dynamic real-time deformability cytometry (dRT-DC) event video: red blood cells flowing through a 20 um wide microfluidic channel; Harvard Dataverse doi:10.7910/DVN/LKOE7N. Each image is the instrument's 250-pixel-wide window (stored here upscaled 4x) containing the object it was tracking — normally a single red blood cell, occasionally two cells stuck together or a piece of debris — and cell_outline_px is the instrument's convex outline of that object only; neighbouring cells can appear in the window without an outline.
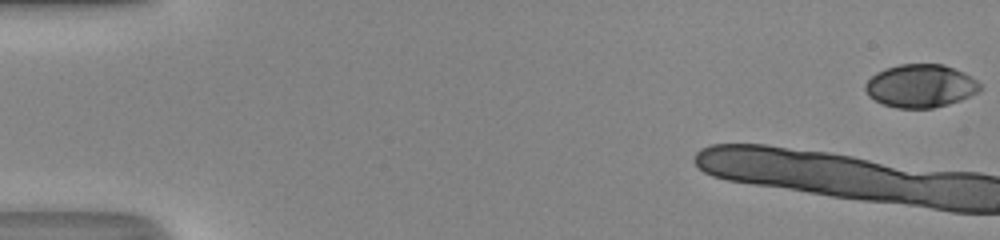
{"species": "human", "species_latin": "Homo sapiens", "temperature_condition": "room temperature", "stored_images_in_passage": 11, "camera_frame_rate_fps": 3000, "um_per_image_px": 0.085, "donor": {"sex": "male"}, "frame": {"image": 1, "passage_image": 1, "time_ms": 0.0, "image_size_px": [1000, 240], "cell_outline_px": [[980, 88], [976, 92], [960, 100], [948, 104], [932, 108], [896, 108], [884, 104], [868, 96], [864, 88], [864, 84], [876, 72], [884, 68], [900, 64], [944, 64], [964, 72], [972, 76], [980, 84]], "centroid_in_image_um": [78.22, 7.29], "position_along_channel_um": 6.8, "area_um2": 28.78}}